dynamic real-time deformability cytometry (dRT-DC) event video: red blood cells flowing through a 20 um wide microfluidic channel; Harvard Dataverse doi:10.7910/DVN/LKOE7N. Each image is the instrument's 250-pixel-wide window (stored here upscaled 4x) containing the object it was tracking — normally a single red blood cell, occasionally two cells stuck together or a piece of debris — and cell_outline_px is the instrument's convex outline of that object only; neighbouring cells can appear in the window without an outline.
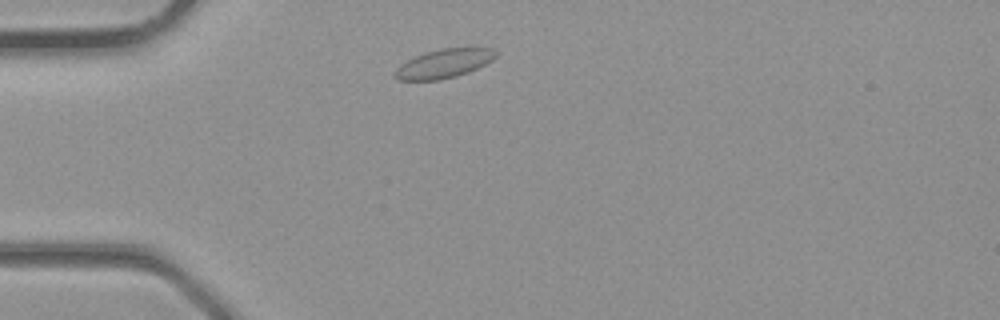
{"species": "common noctule bat (a hibernating species)", "species_latin": "Nyctalus noctula", "temperature_condition": "room temperature", "stored_images_in_passage": 1, "camera_frame_rate_fps": 3000, "um_per_image_px": 0.085, "animal": {"sex": "male", "body_mass_g": 23.1, "forearm_length_mm": 52.7}, "frame": {"image": 1, "passage_image": 1, "time_ms": 0.0, "image_size_px": [1000, 320], "cell_outline_px": [[496, 56], [492, 60], [468, 72], [456, 76], [440, 80], [396, 80], [392, 76], [392, 72], [400, 64], [416, 56], [440, 48], [468, 44], [476, 44], [492, 48], [496, 52]], "centroid_in_image_um": [37.77, 5.35], "position_along_channel_um": 47.2, "area_um2": 17.74}}